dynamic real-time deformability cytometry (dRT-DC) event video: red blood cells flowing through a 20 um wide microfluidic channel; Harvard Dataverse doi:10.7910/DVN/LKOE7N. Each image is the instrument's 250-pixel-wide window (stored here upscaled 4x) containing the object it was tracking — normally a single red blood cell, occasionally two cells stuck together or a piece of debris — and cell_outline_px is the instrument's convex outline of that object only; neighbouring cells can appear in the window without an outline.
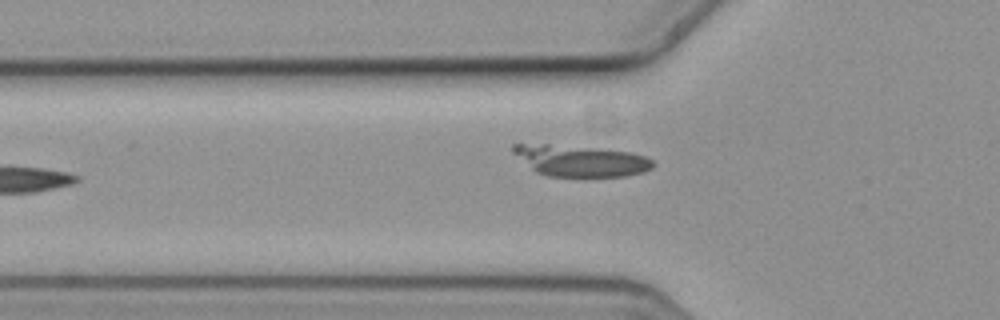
{"species": "common noctule bat (a hibernating species)", "species_latin": "Nyctalus noctula", "temperature_condition": "cold", "stored_images_in_passage": 8, "camera_frame_rate_fps": 3000, "um_per_image_px": 0.085, "animal": {"sex": "female", "body_mass_g": 19.3, "forearm_length_mm": 54.1}, "frame": {"image": 1, "passage_image": 5, "time_ms": 1.333, "image_size_px": [1000, 320], "cell_outline_px": [[656, 164], [652, 168], [644, 172], [624, 176], [548, 176], [536, 172], [512, 152], [512, 144], [548, 144], [596, 148], [632, 152], [644, 156], [652, 160]], "centroid_in_image_um": [49.37, 13.66], "position_along_channel_um": 76.4, "area_um2": 25.32}}
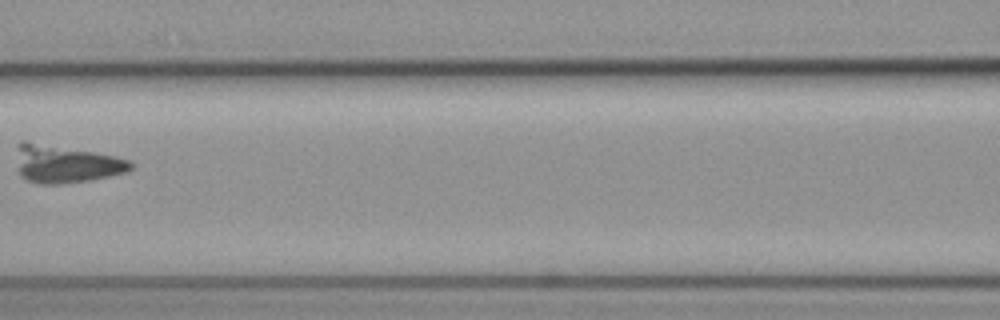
{"frame": {"image": 2, "passage_image": 7, "time_ms": 2.0, "image_size_px": [1000, 320], "cell_outline_px": [[132, 168], [128, 172], [88, 180], [60, 184], [40, 184], [28, 180], [20, 176], [16, 144], [20, 140], [28, 140], [96, 152], [116, 156], [132, 160]], "centroid_in_image_um": [5.58, 13.9], "position_along_channel_um": 161.0, "area_um2": 25.43}}
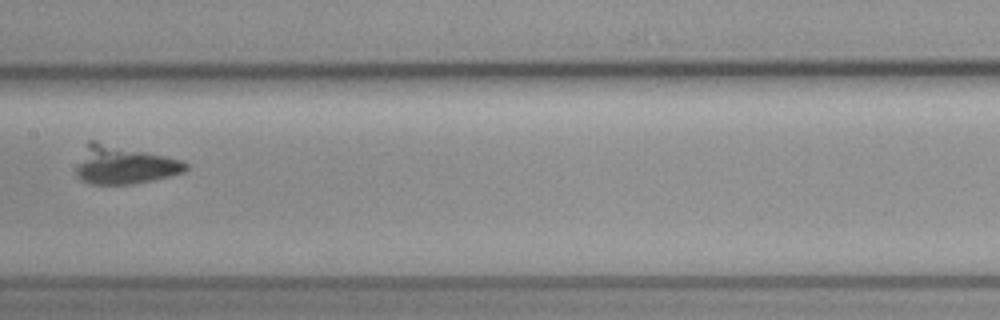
{"frame": {"image": 3, "passage_image": 8, "time_ms": 2.333, "image_size_px": [1000, 320], "cell_outline_px": [[188, 168], [184, 172], [152, 180], [132, 184], [92, 184], [80, 180], [76, 176], [76, 168], [88, 140], [96, 140], [184, 160], [188, 164]], "centroid_in_image_um": [10.54, 14.01], "position_along_channel_um": 196.9, "area_um2": 24.51}}